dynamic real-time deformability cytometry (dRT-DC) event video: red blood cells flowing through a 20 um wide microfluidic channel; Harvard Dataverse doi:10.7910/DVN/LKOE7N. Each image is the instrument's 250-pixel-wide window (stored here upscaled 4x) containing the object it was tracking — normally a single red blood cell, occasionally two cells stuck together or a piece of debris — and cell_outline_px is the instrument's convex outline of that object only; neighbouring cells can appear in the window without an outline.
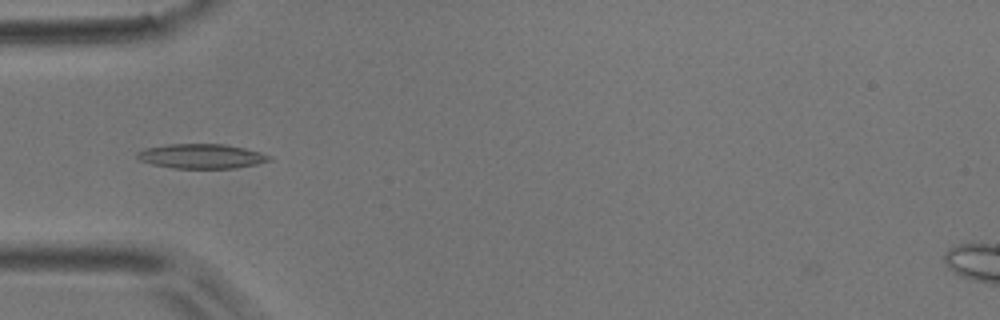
{"species": "common noctule bat (a hibernating species)", "species_latin": "Nyctalus noctula", "temperature_condition": "room temperature", "stored_images_in_passage": 42, "camera_frame_rate_fps": 3000, "um_per_image_px": 0.085, "animal": {"sex": "male", "body_mass_g": 17.9}, "frame": {"image": 1, "passage_image": 7, "time_ms": 2.0, "image_size_px": [1000, 320], "cell_outline_px": [[272, 160], [256, 164], [236, 168], [172, 168], [152, 164], [140, 160], [136, 156], [136, 152], [144, 148], [168, 144], [224, 144], [244, 148], [260, 152], [272, 156]], "centroid_in_image_um": [17.12, 13.27], "position_along_channel_um": 67.9, "area_um2": 18.96}}
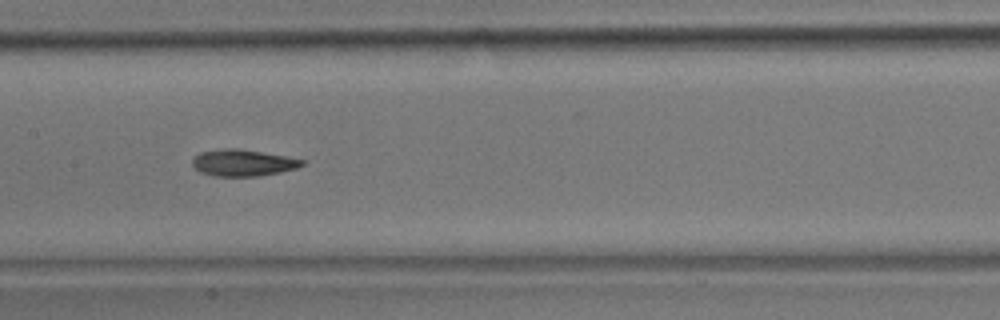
{"frame": {"image": 2, "passage_image": 16, "time_ms": 5.0, "image_size_px": [1000, 320], "cell_outline_px": [[304, 164], [296, 168], [280, 172], [260, 176], [212, 176], [200, 172], [192, 164], [192, 160], [200, 152], [224, 148], [236, 148], [284, 156], [304, 160]], "centroid_in_image_um": [20.62, 13.84], "position_along_channel_um": 186.8, "area_um2": 16.82}}
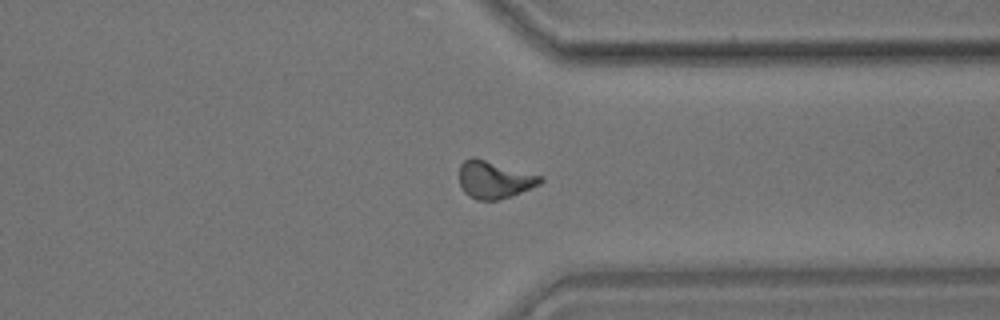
{"frame": {"image": 3, "passage_image": 30, "time_ms": 9.667, "image_size_px": [1000, 320], "cell_outline_px": [[544, 180], [540, 184], [512, 196], [496, 200], [476, 200], [468, 196], [464, 192], [460, 184], [460, 164], [464, 160], [472, 156], [476, 156], [544, 176]], "centroid_in_image_um": [42.03, 15.25], "position_along_channel_um": 369.4, "area_um2": 18.09}, "authors_computed_cell_mechanics": {"area_um2": 16.9932, "velocity_mm_per_s": 3.95, "shape_relaxation_time_tau1_ms": 7.3788, "shape_relaxation_time_tau2_ms": 2.8516, "deformation_change_tau1": 0.1889, "deformation_change_tau2": 0.0995}}